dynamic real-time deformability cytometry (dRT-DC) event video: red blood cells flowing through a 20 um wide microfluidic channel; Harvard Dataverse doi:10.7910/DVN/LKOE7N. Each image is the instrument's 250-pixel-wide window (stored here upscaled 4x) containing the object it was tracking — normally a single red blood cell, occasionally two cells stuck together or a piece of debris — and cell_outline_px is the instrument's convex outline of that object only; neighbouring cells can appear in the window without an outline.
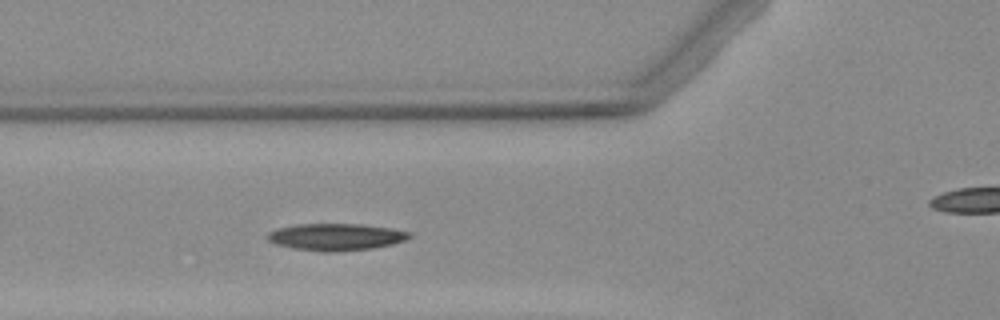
{"species": "Egyptian fruit bat (a non-hibernating species)", "species_latin": "Rousettus aegyptiacus", "temperature_condition": "warm", "stored_images_in_passage": 3, "segment_of_instrument_passage": [1, 2], "camera_frame_rate_fps": 3000, "um_per_image_px": 0.085, "animal": {"sex": "female"}, "frame": {"image": 1, "passage_image": 2, "time_ms": 1.0, "image_size_px": [1000, 320], "cell_outline_px": [[412, 236], [404, 240], [392, 244], [372, 248], [332, 252], [324, 252], [292, 248], [276, 244], [268, 240], [268, 232], [276, 228], [296, 224], [360, 224], [392, 228], [412, 232]], "centroid_in_image_um": [28.55, 20.13], "position_along_channel_um": 97.2, "area_um2": 22.31}}